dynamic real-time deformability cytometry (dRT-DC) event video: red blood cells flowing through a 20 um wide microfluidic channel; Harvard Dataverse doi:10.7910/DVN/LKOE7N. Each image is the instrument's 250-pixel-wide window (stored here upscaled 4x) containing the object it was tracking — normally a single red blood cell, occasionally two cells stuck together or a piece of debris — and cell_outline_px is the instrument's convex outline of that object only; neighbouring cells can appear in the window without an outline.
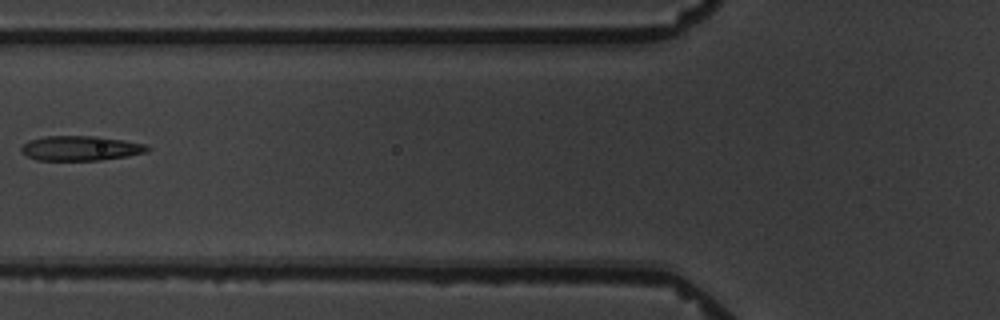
{"species": "common noctule bat (a hibernating species)", "species_latin": "Nyctalus noctula", "temperature_condition": "warm", "stored_images_in_passage": 4, "camera_frame_rate_fps": 3000, "um_per_image_px": 0.085, "animal": {"sex": "male", "body_mass_g": 19.5, "forearm_length_mm": 54.6}, "frame": {"image": 1, "passage_image": 4, "time_ms": 3.667, "image_size_px": [1000, 320], "cell_outline_px": [[152, 148], [148, 152], [128, 156], [100, 160], [36, 160], [20, 152], [20, 148], [28, 140], [44, 136], [100, 136], [124, 140], [144, 144]], "centroid_in_image_um": [6.86, 12.59], "position_along_channel_um": 118.9, "area_um2": 18.38}}